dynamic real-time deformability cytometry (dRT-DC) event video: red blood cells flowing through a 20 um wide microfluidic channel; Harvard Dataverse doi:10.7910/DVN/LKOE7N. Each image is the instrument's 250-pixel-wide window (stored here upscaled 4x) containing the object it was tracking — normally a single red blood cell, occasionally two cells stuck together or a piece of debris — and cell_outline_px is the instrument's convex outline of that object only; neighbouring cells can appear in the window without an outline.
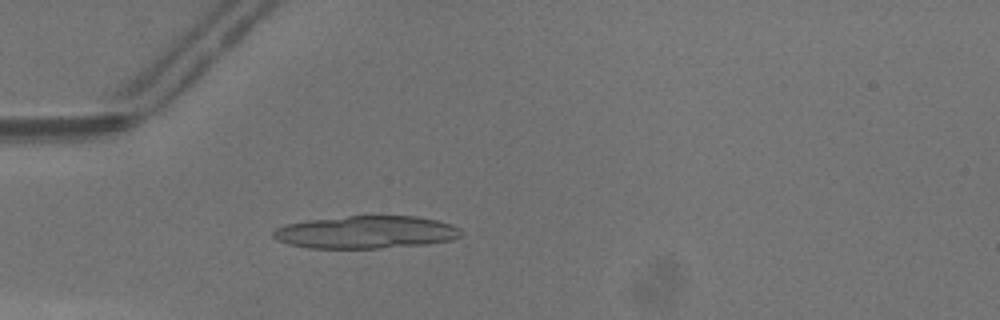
{"species": "common noctule bat (a hibernating species)", "species_latin": "Nyctalus noctula", "temperature_condition": "warm", "stored_images_in_passage": 47, "camera_frame_rate_fps": 3000, "um_per_image_px": 0.085, "animal": {"sex": "male", "body_mass_g": 13.3}, "frame": {"image": 1, "passage_image": 14, "time_ms": 4.333, "image_size_px": [1000, 320], "cell_outline_px": [[464, 232], [460, 236], [452, 240], [428, 244], [380, 248], [308, 248], [288, 244], [276, 240], [272, 236], [272, 232], [276, 228], [288, 224], [308, 220], [348, 216], [416, 216], [436, 220], [452, 224], [460, 228]], "centroid_in_image_um": [31.14, 19.74], "position_along_channel_um": 53.9, "area_um2": 35.89}}